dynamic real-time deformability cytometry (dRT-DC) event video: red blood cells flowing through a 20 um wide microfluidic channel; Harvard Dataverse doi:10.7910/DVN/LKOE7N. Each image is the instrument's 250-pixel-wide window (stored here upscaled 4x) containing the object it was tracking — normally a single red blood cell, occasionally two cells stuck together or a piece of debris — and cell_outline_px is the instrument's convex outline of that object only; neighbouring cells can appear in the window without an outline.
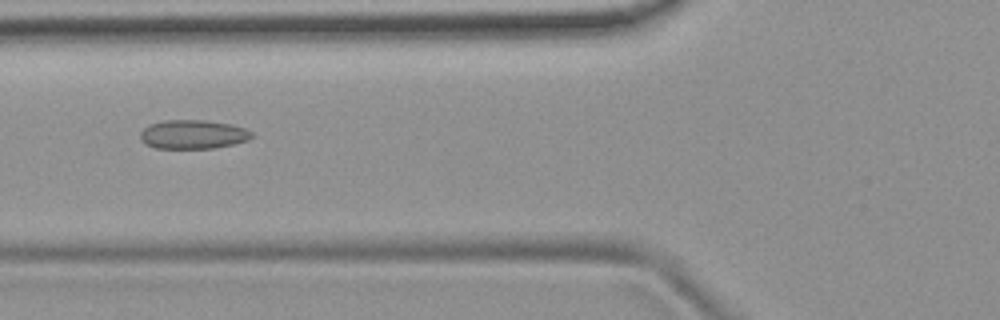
{"species": "common noctule bat (a hibernating species)", "species_latin": "Nyctalus noctula", "temperature_condition": "room temperature", "stored_images_in_passage": 7, "camera_frame_rate_fps": 3000, "um_per_image_px": 0.085, "animal": {"sex": "female", "body_mass_g": 19.9}, "frame": {"image": 1, "passage_image": 5, "time_ms": 1.333, "image_size_px": [1000, 320], "cell_outline_px": [[252, 136], [248, 140], [232, 144], [212, 148], [156, 148], [144, 144], [140, 140], [140, 132], [148, 124], [164, 120], [204, 120], [232, 124], [244, 128], [252, 132]], "centroid_in_image_um": [16.36, 11.41], "position_along_channel_um": 109.4, "area_um2": 18.84}}
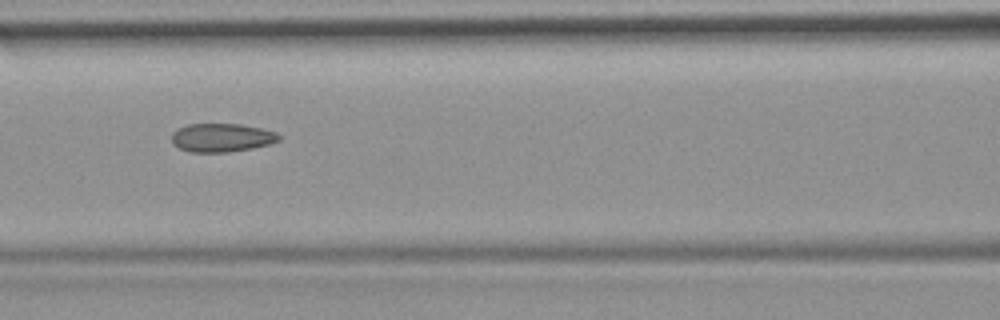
{"frame": {"image": 2, "passage_image": 6, "time_ms": 1.667, "image_size_px": [1000, 320], "cell_outline_px": [[284, 136], [280, 140], [268, 144], [252, 148], [228, 152], [188, 152], [172, 144], [172, 132], [176, 128], [188, 124], [240, 124], [260, 128], [276, 132]], "centroid_in_image_um": [18.84, 11.7], "position_along_channel_um": 147.8, "area_um2": 17.98}}
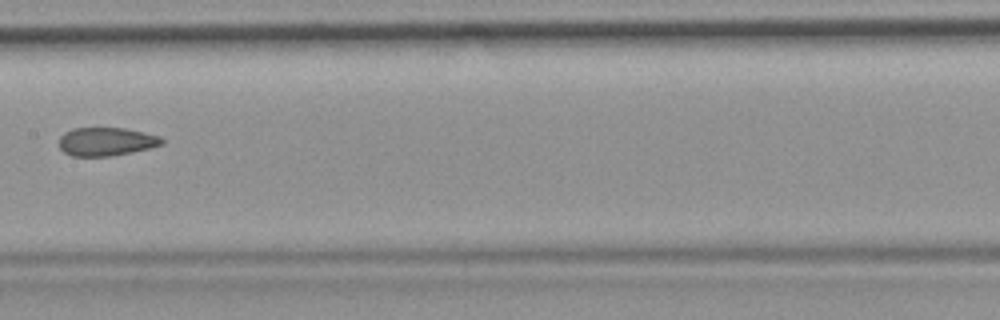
{"frame": {"image": 3, "passage_image": 7, "time_ms": 2.0, "image_size_px": [1000, 320], "cell_outline_px": [[164, 144], [148, 148], [108, 156], [72, 156], [64, 152], [60, 148], [60, 136], [64, 132], [72, 128], [124, 128], [160, 136], [164, 140]], "centroid_in_image_um": [9.01, 12.02], "position_along_channel_um": 198.4, "area_um2": 16.82}}